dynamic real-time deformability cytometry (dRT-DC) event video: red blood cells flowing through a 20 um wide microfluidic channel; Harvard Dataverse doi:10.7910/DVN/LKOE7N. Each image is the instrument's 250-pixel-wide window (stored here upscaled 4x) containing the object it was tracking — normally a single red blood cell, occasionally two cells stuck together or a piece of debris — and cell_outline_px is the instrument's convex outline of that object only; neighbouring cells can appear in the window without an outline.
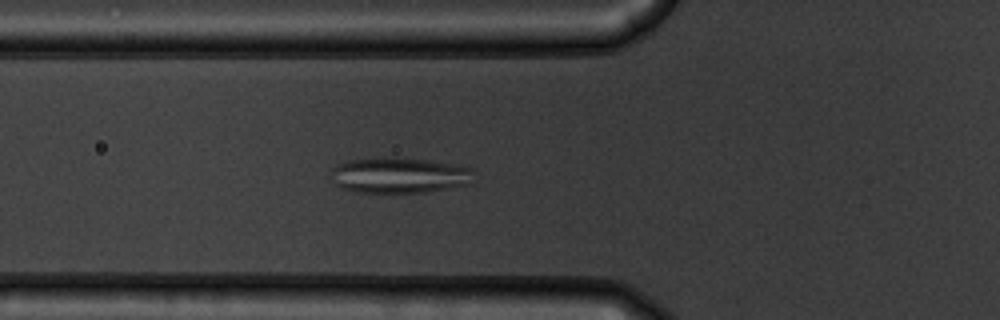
{"species": "common noctule bat (a hibernating species)", "species_latin": "Nyctalus noctula", "temperature_condition": "warm", "stored_images_in_passage": 39, "camera_frame_rate_fps": 3000, "um_per_image_px": 0.085, "animal": {"sex": "male", "body_mass_g": 19.5, "forearm_length_mm": 54.6}, "frame": {"image": 1, "passage_image": 4, "time_ms": 1.0, "image_size_px": [1000, 320], "cell_outline_px": [[476, 172], [472, 184], [428, 192], [356, 192], [340, 188], [332, 180], [332, 168], [348, 160], [388, 156], [392, 156], [428, 160], [452, 164], [472, 168]], "centroid_in_image_um": [33.99, 14.89], "position_along_channel_um": 91.8, "area_um2": 30.17}}
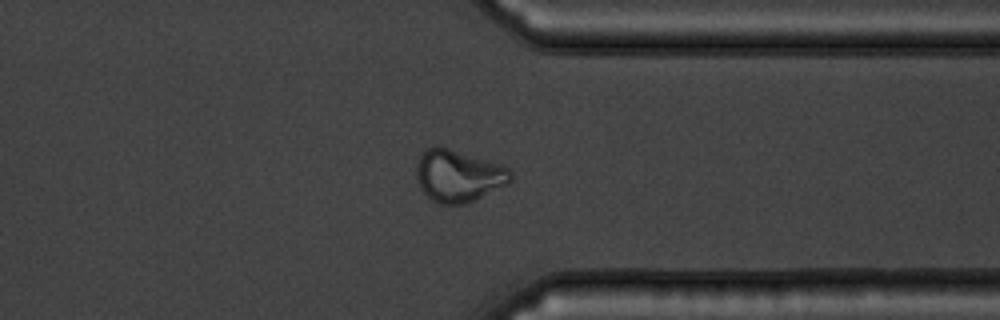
{"frame": {"image": 2, "passage_image": 27, "time_ms": 8.667, "image_size_px": [1000, 320], "cell_outline_px": [[512, 180], [508, 184], [464, 204], [440, 204], [432, 200], [424, 192], [416, 176], [416, 164], [420, 156], [428, 148], [448, 148], [504, 164], [512, 172]], "centroid_in_image_um": [39.0, 14.94], "position_along_channel_um": 372.4, "area_um2": 28.32}}
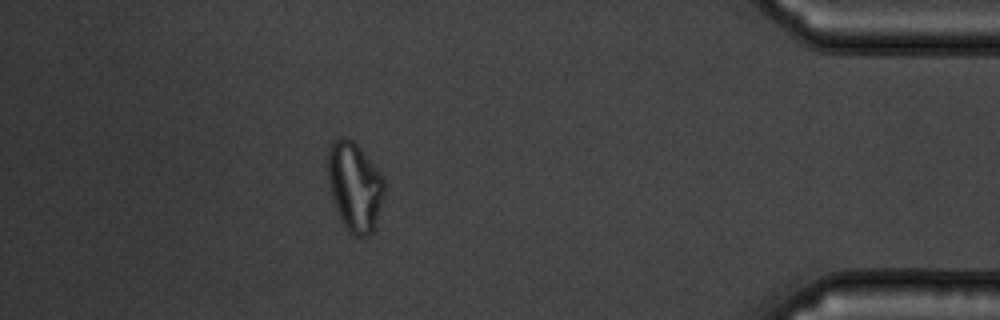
{"frame": {"image": 3, "passage_image": 33, "time_ms": 10.667, "image_size_px": [1000, 320], "cell_outline_px": [[384, 196], [372, 232], [368, 236], [352, 236], [348, 232], [336, 208], [332, 196], [328, 180], [328, 144], [332, 140], [340, 136], [344, 136], [352, 140], [360, 148], [376, 168], [384, 180]], "centroid_in_image_um": [30.13, 15.83], "position_along_channel_um": 405.1, "area_um2": 29.07}}